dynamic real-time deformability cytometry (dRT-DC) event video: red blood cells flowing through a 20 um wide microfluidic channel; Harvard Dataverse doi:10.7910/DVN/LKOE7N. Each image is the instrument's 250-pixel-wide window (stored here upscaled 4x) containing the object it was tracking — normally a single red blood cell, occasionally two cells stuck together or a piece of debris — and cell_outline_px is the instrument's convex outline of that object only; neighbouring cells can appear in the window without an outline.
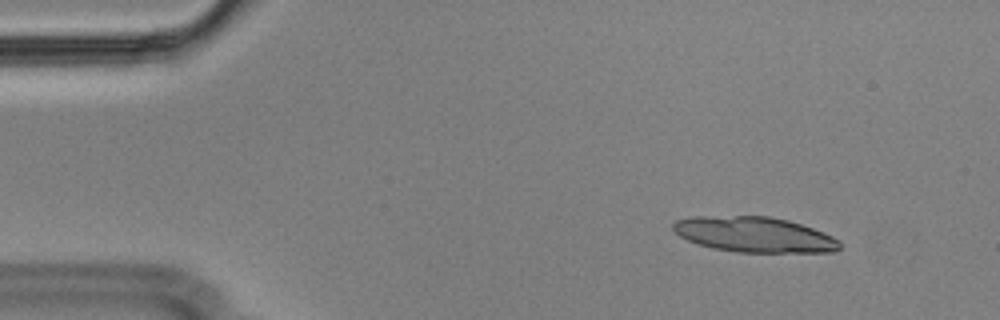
{"species": "Egyptian fruit bat (a non-hibernating species)", "species_latin": "Rousettus aegyptiacus", "temperature_condition": "cold", "stored_images_in_passage": 15, "camera_frame_rate_fps": 3000, "um_per_image_px": 0.085, "animal": {"sex": "male"}, "frame": {"image": 1, "passage_image": 1, "time_ms": 0.0, "image_size_px": [1000, 320], "cell_outline_px": [[840, 248], [836, 252], [736, 252], [712, 248], [688, 240], [680, 236], [672, 228], [672, 224], [676, 220], [692, 216], [768, 216], [788, 220], [824, 232], [840, 240]], "centroid_in_image_um": [64.13, 19.93], "position_along_channel_um": 20.9, "area_um2": 34.33}}
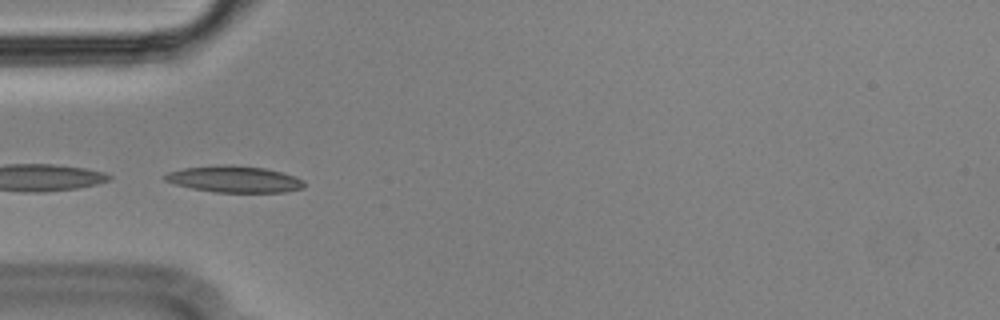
{"frame": {"image": 2, "passage_image": 12, "time_ms": 3.667, "image_size_px": [1000, 320], "cell_outline_px": [[304, 188], [284, 192], [216, 192], [192, 188], [176, 184], [164, 180], [160, 176], [168, 172], [184, 168], [264, 168], [296, 176], [304, 180]], "centroid_in_image_um": [19.96, 15.29], "position_along_channel_um": 65.0, "area_um2": 20.29}}